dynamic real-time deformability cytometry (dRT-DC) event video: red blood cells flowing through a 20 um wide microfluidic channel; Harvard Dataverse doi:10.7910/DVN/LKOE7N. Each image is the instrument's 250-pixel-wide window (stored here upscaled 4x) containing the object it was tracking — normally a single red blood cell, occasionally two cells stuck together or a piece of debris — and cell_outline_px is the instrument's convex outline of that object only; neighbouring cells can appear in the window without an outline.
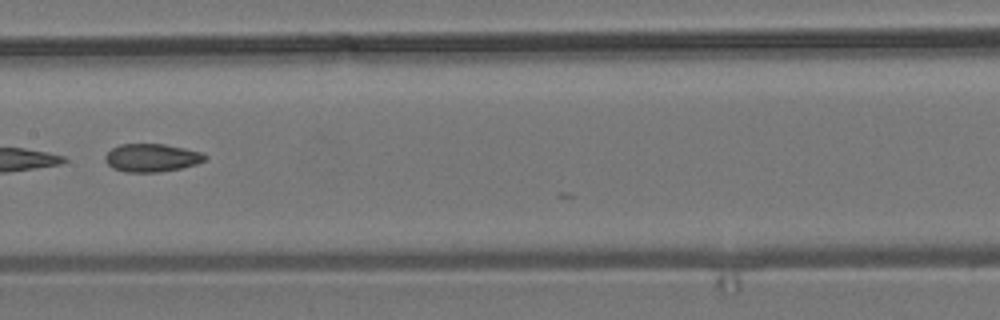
{"species": "common noctule bat (a hibernating species)", "species_latin": "Nyctalus noctula", "temperature_condition": "room temperature", "stored_images_in_passage": 8, "camera_frame_rate_fps": 3000, "um_per_image_px": 0.085, "animal": {"sex": "male", "body_mass_g": 19.2, "forearm_length_mm": 51.8}, "frame": {"image": 1, "passage_image": 8, "time_ms": 8.0, "image_size_px": [1000, 320], "cell_outline_px": [[208, 156], [204, 160], [196, 164], [180, 168], [160, 172], [124, 172], [112, 168], [104, 160], [104, 156], [112, 148], [120, 144], [164, 144], [184, 148], [200, 152]], "centroid_in_image_um": [12.86, 13.41], "position_along_channel_um": 194.5, "area_um2": 16.3}}